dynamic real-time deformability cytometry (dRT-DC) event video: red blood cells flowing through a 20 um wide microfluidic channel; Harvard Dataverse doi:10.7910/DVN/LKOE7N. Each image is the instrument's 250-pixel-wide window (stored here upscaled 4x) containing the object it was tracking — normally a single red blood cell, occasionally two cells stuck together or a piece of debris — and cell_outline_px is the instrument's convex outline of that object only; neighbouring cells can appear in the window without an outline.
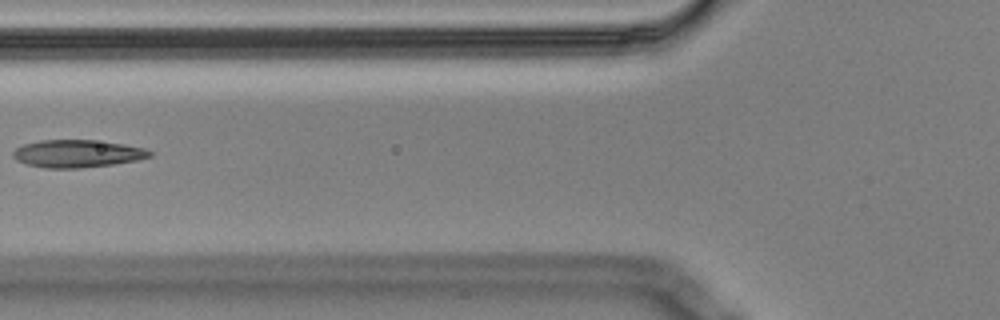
{"species": "Egyptian fruit bat (a non-hibernating species)", "species_latin": "Rousettus aegyptiacus", "temperature_condition": "cold", "stored_images_in_passage": 8, "camera_frame_rate_fps": 3000, "um_per_image_px": 0.085, "animal": {"sex": "male"}, "frame": {"image": 1, "passage_image": 3, "time_ms": 0.667, "image_size_px": [1000, 320], "cell_outline_px": [[152, 156], [136, 160], [112, 164], [80, 168], [44, 168], [28, 164], [16, 160], [12, 156], [12, 152], [16, 148], [24, 144], [40, 140], [92, 140], [124, 144], [144, 148], [152, 152]], "centroid_in_image_um": [6.55, 13.06], "position_along_channel_um": 119.3, "area_um2": 21.85}}
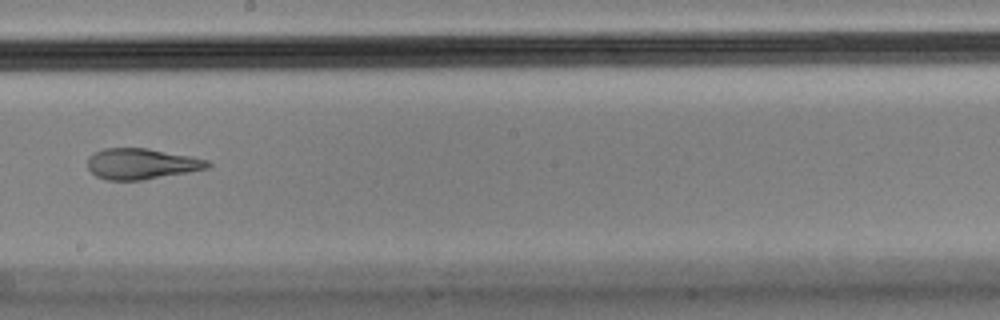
{"frame": {"image": 2, "passage_image": 6, "time_ms": 1.667, "image_size_px": [1000, 320], "cell_outline_px": [[212, 164], [208, 168], [188, 172], [144, 180], [108, 180], [96, 176], [88, 168], [88, 156], [104, 148], [148, 148], [192, 156], [208, 160]], "centroid_in_image_um": [12.04, 13.92], "position_along_channel_um": 236.2, "area_um2": 21.62}}
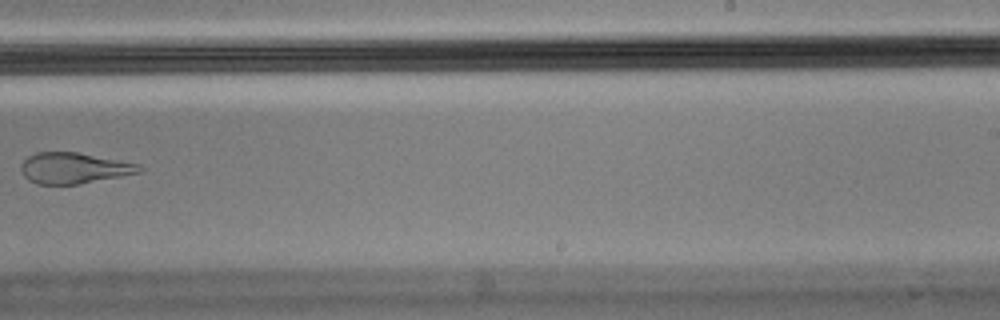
{"frame": {"image": 3, "passage_image": 7, "time_ms": 2.0, "image_size_px": [1000, 320], "cell_outline_px": [[144, 168], [140, 172], [80, 184], [36, 184], [28, 180], [20, 172], [20, 164], [28, 156], [36, 152], [76, 152], [140, 164]], "centroid_in_image_um": [6.24, 14.29], "position_along_channel_um": 282.8, "area_um2": 21.33}}